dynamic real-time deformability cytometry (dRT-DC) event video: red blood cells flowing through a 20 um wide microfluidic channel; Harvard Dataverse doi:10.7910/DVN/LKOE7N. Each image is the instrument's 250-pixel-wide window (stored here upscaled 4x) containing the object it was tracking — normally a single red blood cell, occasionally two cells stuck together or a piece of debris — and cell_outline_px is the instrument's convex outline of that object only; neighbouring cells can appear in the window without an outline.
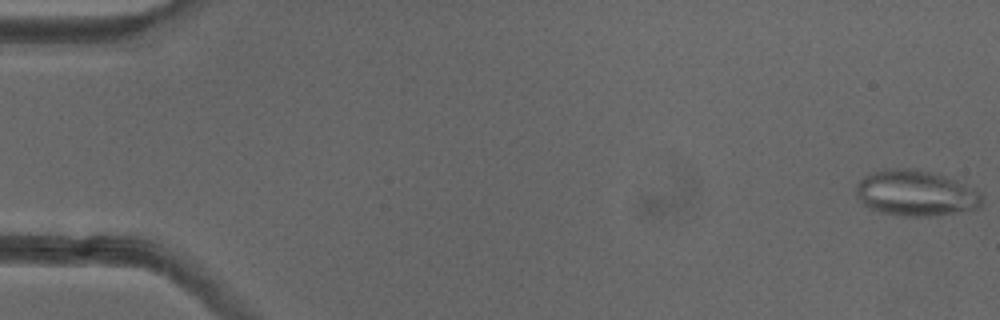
{"species": "common noctule bat (a hibernating species)", "species_latin": "Nyctalus noctula", "temperature_condition": "cold", "stored_images_in_passage": 10, "camera_frame_rate_fps": 3000, "um_per_image_px": 0.085, "animal": {"sex": "female"}, "frame": {"image": 1, "passage_image": 1, "time_ms": 0.0, "image_size_px": [1000, 320], "cell_outline_px": [[984, 200], [980, 208], [928, 216], [904, 216], [880, 212], [868, 208], [856, 196], [856, 184], [864, 176], [872, 172], [884, 168], [916, 168], [932, 172], [956, 180], [976, 188], [980, 192]], "centroid_in_image_um": [77.84, 16.4], "position_along_channel_um": 7.2, "area_um2": 33.87}}